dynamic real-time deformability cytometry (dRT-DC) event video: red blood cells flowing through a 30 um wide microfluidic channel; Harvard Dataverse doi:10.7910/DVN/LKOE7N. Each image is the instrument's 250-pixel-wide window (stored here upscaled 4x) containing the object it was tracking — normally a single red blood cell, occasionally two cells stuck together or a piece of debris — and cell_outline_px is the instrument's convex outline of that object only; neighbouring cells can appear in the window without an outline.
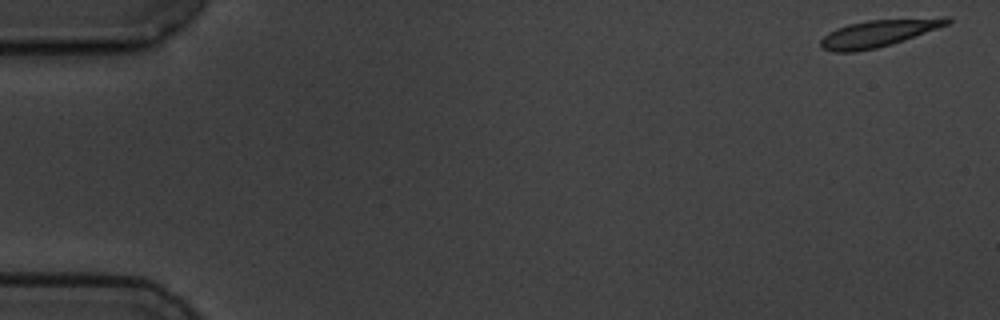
{"species": "common noctule bat (a hibernating species)", "species_latin": "Nyctalus noctula", "temperature_condition": "cold", "stored_images_in_passage": 5, "camera_frame_rate_fps": 3000, "um_per_image_px": 0.085, "animal": {"sex": "male", "body_mass_g": 19.5, "forearm_length_mm": 54.6}, "frame": {"image": 1, "passage_image": 1, "time_ms": 0.0, "image_size_px": [1000, 320], "cell_outline_px": [[952, 20], [948, 24], [904, 40], [892, 44], [876, 48], [852, 52], [832, 52], [820, 48], [820, 40], [828, 32], [836, 28], [848, 24], [868, 20], [944, 16], [948, 16]], "centroid_in_image_um": [74.66, 2.81], "position_along_channel_um": 10.3, "area_um2": 20.17}}
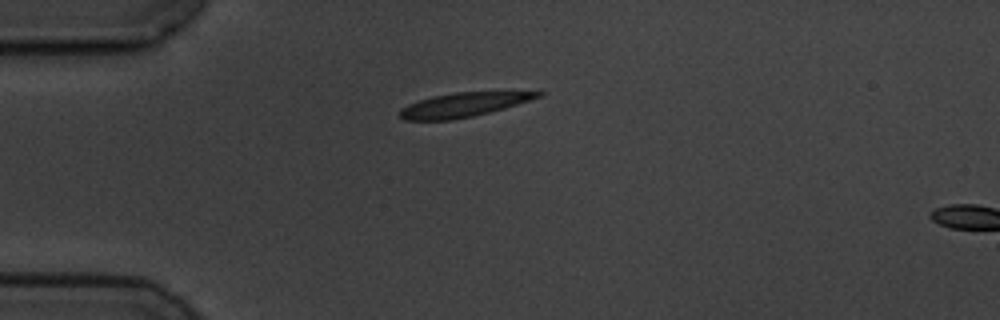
{"frame": {"image": 2, "passage_image": 4, "time_ms": 4.333, "image_size_px": [1000, 320], "cell_outline_px": [[544, 96], [504, 108], [472, 116], [452, 120], [404, 120], [400, 116], [400, 108], [408, 104], [432, 96], [456, 92], [540, 88], [544, 92]], "centroid_in_image_um": [39.63, 8.83], "position_along_channel_um": 45.4, "area_um2": 20.46}}